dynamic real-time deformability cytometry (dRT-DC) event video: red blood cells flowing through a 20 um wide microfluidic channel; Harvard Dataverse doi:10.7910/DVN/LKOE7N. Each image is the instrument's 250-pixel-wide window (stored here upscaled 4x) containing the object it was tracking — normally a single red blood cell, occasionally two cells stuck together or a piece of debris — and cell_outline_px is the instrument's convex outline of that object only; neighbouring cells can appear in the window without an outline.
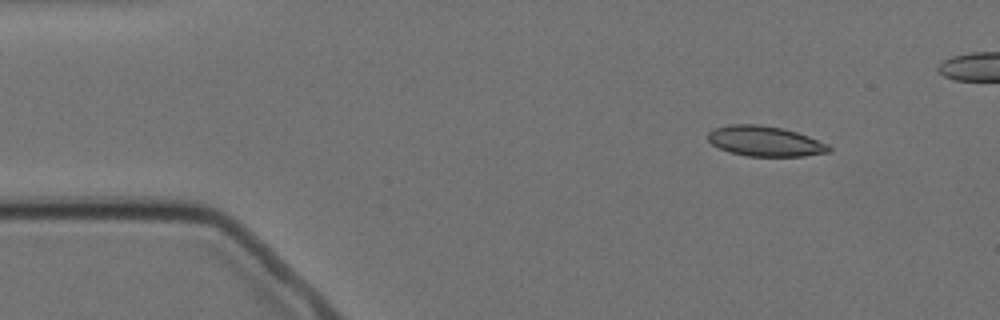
{"species": "Egyptian fruit bat (a non-hibernating species)", "species_latin": "Rousettus aegyptiacus", "temperature_condition": "cold", "stored_images_in_passage": 5, "camera_frame_rate_fps": 3000, "um_per_image_px": 0.085, "animal": {"sex": "female"}, "frame": {"image": 1, "passage_image": 2, "time_ms": 1.333, "image_size_px": [1000, 320], "cell_outline_px": [[832, 152], [804, 156], [748, 156], [728, 152], [712, 144], [708, 140], [708, 132], [712, 128], [728, 124], [760, 124], [784, 128], [808, 136], [828, 144], [832, 148]], "centroid_in_image_um": [65.02, 11.99], "position_along_channel_um": 20.0, "area_um2": 21.56}}